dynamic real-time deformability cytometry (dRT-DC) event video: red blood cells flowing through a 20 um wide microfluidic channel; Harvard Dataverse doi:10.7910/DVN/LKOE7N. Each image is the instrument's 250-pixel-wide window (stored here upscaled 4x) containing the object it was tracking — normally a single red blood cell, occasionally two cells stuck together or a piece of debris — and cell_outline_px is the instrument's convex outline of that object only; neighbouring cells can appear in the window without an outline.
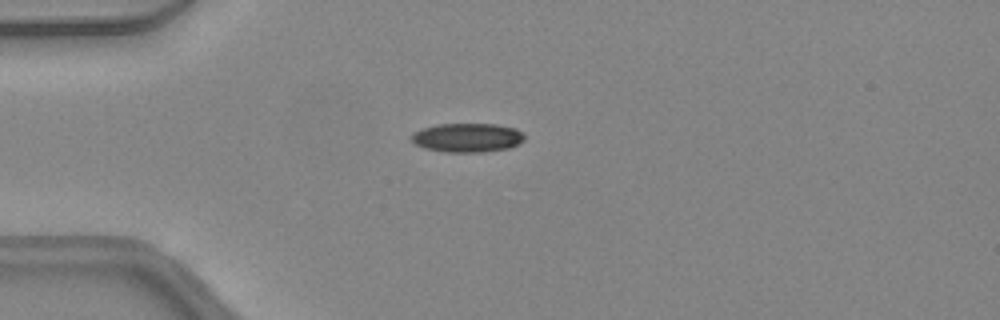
{"species": "common noctule bat (a hibernating species)", "species_latin": "Nyctalus noctula", "temperature_condition": "warm", "stored_images_in_passage": 35, "camera_frame_rate_fps": 3000, "um_per_image_px": 0.085, "animal": {"sex": "female", "body_mass_g": 24.6, "forearm_length_mm": 56.2}, "frame": {"image": 1, "passage_image": 1, "time_ms": 0.0, "image_size_px": [1000, 320], "cell_outline_px": [[524, 140], [508, 148], [484, 152], [444, 152], [424, 148], [416, 144], [412, 140], [412, 132], [424, 128], [440, 124], [496, 124], [516, 128], [524, 132]], "centroid_in_image_um": [39.74, 11.7], "position_along_channel_um": 45.3, "area_um2": 19.07}}
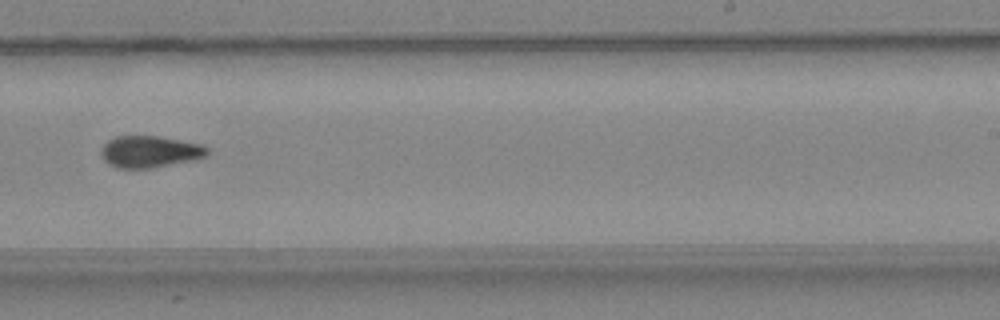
{"frame": {"image": 2, "passage_image": 18, "time_ms": 5.667, "image_size_px": [1000, 320], "cell_outline_px": [[208, 156], [196, 160], [152, 168], [116, 168], [108, 164], [100, 156], [100, 148], [108, 140], [116, 136], [156, 136], [204, 144], [208, 148]], "centroid_in_image_um": [12.74, 12.9], "position_along_channel_um": 276.3, "area_um2": 20.0}}
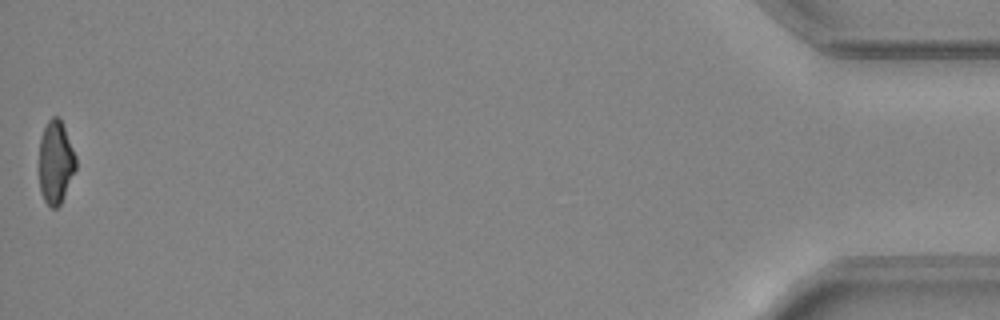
{"frame": {"image": 3, "passage_image": 35, "time_ms": 11.333, "image_size_px": [1000, 320], "cell_outline_px": [[76, 168], [60, 204], [56, 208], [52, 208], [44, 200], [40, 192], [40, 136], [48, 120], [52, 116], [60, 116], [76, 156]], "centroid_in_image_um": [4.73, 13.75], "position_along_channel_um": 430.5, "area_um2": 17.69}, "authors_computed_cell_mechanics": {"area_um2": 19.7098, "velocity_mm_per_s": 4.4487, "shape_relaxation_time_tau1_ms": null, "shape_relaxation_time_tau2_ms": 6.1625, "deformation_change_tau1": null, "deformation_change_tau2": 0.1363}}